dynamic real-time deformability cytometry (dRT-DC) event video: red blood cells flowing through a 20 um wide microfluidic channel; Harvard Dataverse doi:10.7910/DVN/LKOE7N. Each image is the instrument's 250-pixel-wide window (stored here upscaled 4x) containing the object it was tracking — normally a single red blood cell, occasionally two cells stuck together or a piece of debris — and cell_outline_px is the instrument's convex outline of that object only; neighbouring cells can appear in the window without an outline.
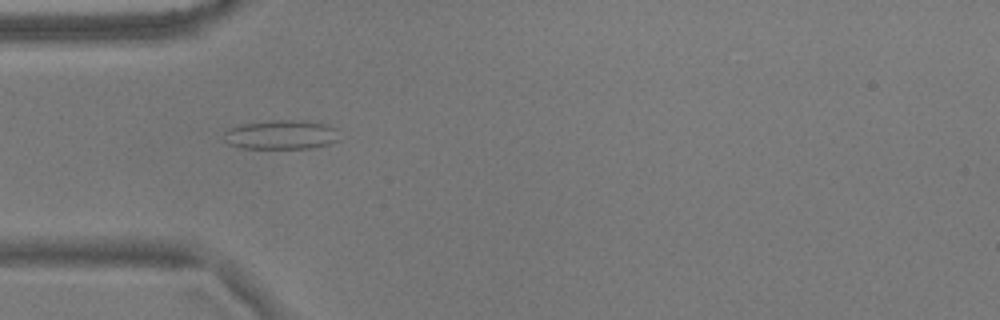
{"species": "common noctule bat (a hibernating species)", "species_latin": "Nyctalus noctula", "temperature_condition": "warm", "stored_images_in_passage": 41, "camera_frame_rate_fps": 3000, "um_per_image_px": 0.085, "animal": {"sex": "male", "body_mass_g": 17.9}, "frame": {"image": 1, "passage_image": 2, "time_ms": 0.333, "image_size_px": [1000, 320], "cell_outline_px": [[340, 140], [332, 144], [312, 148], [240, 148], [228, 144], [224, 140], [224, 132], [228, 128], [240, 124], [268, 120], [308, 120], [328, 124], [336, 128]], "centroid_in_image_um": [23.93, 11.44], "position_along_channel_um": 61.1, "area_um2": 20.23}}
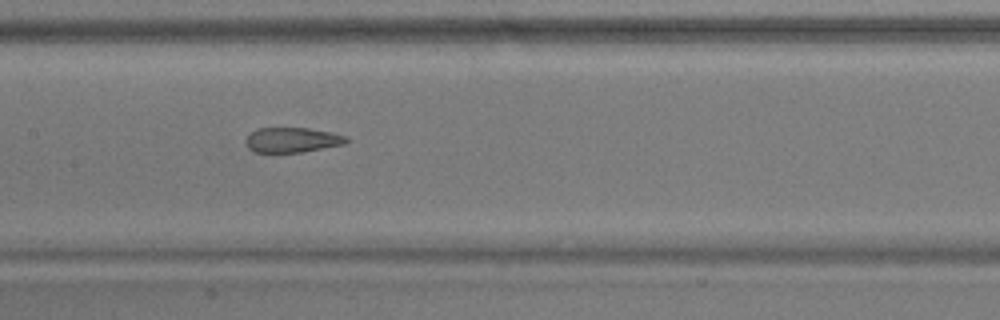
{"frame": {"image": 2, "passage_image": 12, "time_ms": 3.667, "image_size_px": [1000, 320], "cell_outline_px": [[352, 140], [344, 144], [304, 152], [256, 152], [248, 148], [244, 140], [256, 128], [308, 128], [332, 132], [348, 136]], "centroid_in_image_um": [24.89, 11.89], "position_along_channel_um": 182.5, "area_um2": 14.8}}
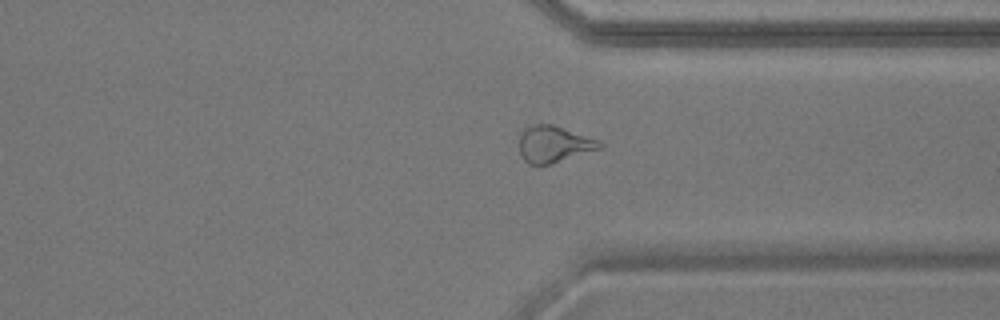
{"frame": {"image": 3, "passage_image": 27, "time_ms": 8.667, "image_size_px": [1000, 320], "cell_outline_px": [[604, 148], [548, 164], [528, 164], [524, 160], [520, 152], [520, 136], [524, 128], [532, 124], [552, 124], [600, 140], [604, 144]], "centroid_in_image_um": [47.11, 12.24], "position_along_channel_um": 364.3, "area_um2": 17.11}, "authors_computed_cell_mechanics": {"area_um2": 17.1088, "velocity_mm_per_s": 3.6494, "shape_relaxation_time_tau1_ms": null, "shape_relaxation_time_tau2_ms": 1.7523, "deformation_change_tau1": null, "deformation_change_tau2": 0.1111}}